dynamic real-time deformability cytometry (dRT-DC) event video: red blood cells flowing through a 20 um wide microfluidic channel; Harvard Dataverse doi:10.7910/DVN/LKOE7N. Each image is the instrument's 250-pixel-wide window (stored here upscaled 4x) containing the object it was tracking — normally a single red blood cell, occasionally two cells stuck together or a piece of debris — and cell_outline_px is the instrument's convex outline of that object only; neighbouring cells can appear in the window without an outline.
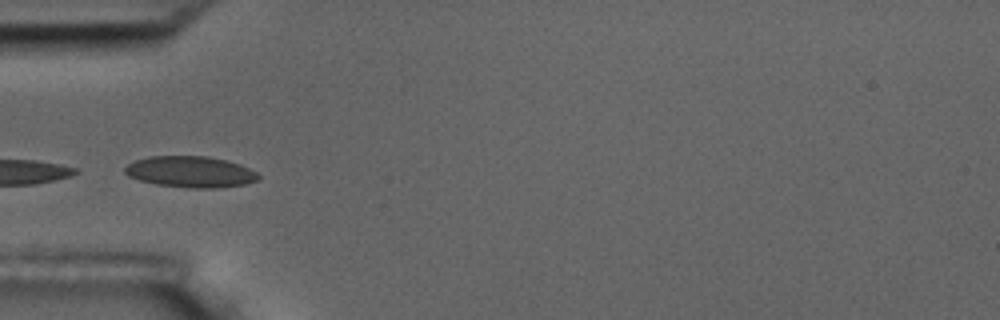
{"species": "common noctule bat (a hibernating species)", "species_latin": "Nyctalus noctula", "temperature_condition": "room temperature", "stored_images_in_passage": 10, "camera_frame_rate_fps": 3000, "um_per_image_px": 0.085, "animal": {"sex": "male", "body_mass_g": 17.5, "forearm_length_mm": 52.3}, "frame": {"image": 1, "passage_image": 5, "time_ms": 4.667, "image_size_px": [1000, 320], "cell_outline_px": [[260, 176], [256, 180], [244, 184], [216, 188], [188, 188], [156, 184], [140, 180], [128, 176], [124, 172], [124, 168], [128, 164], [136, 160], [148, 156], [208, 156], [228, 160], [240, 164], [256, 172]], "centroid_in_image_um": [16.17, 14.6], "position_along_channel_um": 68.8, "area_um2": 24.28}}
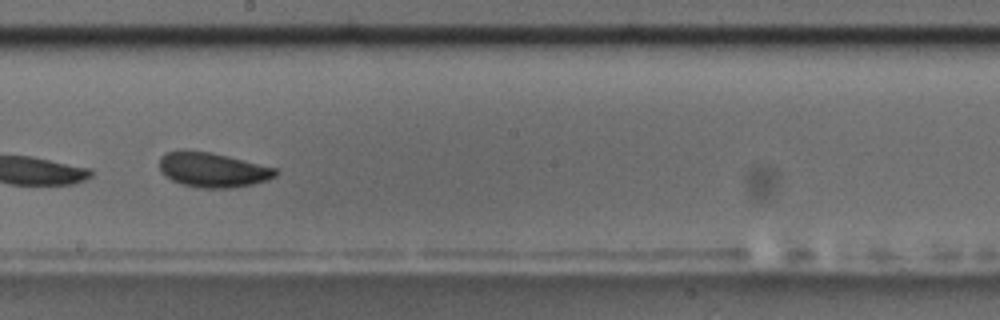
{"frame": {"image": 2, "passage_image": 9, "time_ms": 9.333, "image_size_px": [1000, 320], "cell_outline_px": [[280, 172], [276, 176], [268, 180], [252, 184], [228, 188], [200, 188], [180, 184], [172, 180], [160, 172], [160, 156], [164, 152], [212, 152], [276, 168]], "centroid_in_image_um": [18.1, 14.46], "position_along_channel_um": 230.1, "area_um2": 23.24}}